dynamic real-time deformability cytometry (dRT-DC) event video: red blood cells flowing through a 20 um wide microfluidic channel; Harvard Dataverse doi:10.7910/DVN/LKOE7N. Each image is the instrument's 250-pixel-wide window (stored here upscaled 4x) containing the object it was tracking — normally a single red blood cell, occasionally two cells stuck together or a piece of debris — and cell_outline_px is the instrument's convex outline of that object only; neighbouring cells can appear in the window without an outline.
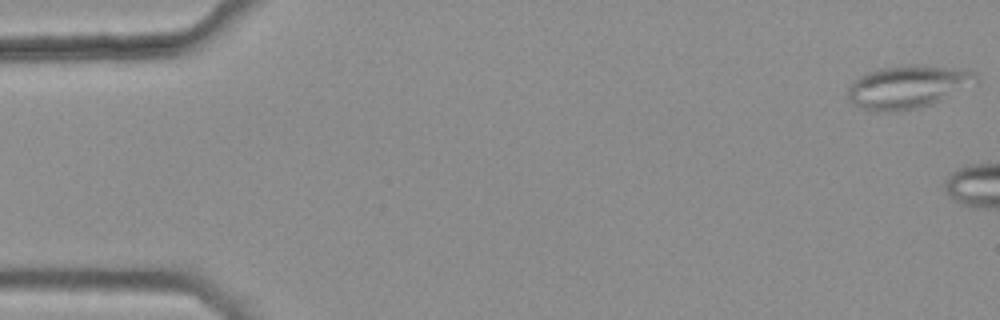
{"species": "common noctule bat (a hibernating species)", "species_latin": "Nyctalus noctula", "temperature_condition": "warm", "stored_images_in_passage": 5, "camera_frame_rate_fps": 3000, "um_per_image_px": 0.085, "animal": {"sex": "female", "body_mass_g": 25.1}, "frame": {"image": 1, "passage_image": 1, "time_ms": 0.0, "image_size_px": [1000, 320], "cell_outline_px": [[980, 80], [976, 84], [932, 104], [920, 108], [896, 112], [876, 112], [860, 108], [852, 104], [848, 100], [848, 88], [864, 72], [880, 68], [912, 64], [920, 64], [964, 68], [976, 72], [980, 76]], "centroid_in_image_um": [77.22, 7.37], "position_along_channel_um": 7.8, "area_um2": 33.0}}